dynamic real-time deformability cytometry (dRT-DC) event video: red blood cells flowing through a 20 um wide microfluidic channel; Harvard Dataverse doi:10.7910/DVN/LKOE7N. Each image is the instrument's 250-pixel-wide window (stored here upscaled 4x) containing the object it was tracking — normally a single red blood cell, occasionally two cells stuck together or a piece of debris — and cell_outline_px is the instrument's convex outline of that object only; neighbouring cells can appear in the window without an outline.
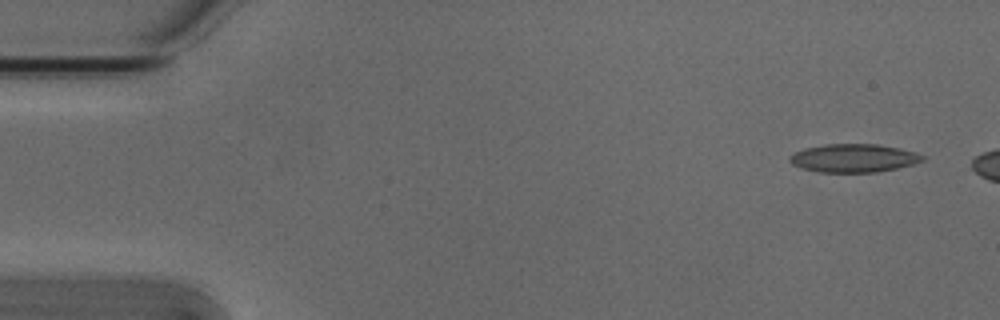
{"species": "Egyptian fruit bat (a non-hibernating species)", "species_latin": "Rousettus aegyptiacus", "temperature_condition": "cold", "stored_images_in_passage": 5, "camera_frame_rate_fps": 3000, "um_per_image_px": 0.085, "animal": {"sex": "male"}, "frame": {"image": 1, "passage_image": 1, "time_ms": 0.0, "image_size_px": [1000, 320], "cell_outline_px": [[928, 156], [924, 160], [912, 164], [896, 168], [876, 172], [820, 172], [804, 168], [792, 164], [788, 160], [788, 156], [804, 148], [824, 144], [876, 144], [900, 148], [916, 152]], "centroid_in_image_um": [72.58, 13.43], "position_along_channel_um": 12.4, "area_um2": 21.91}}
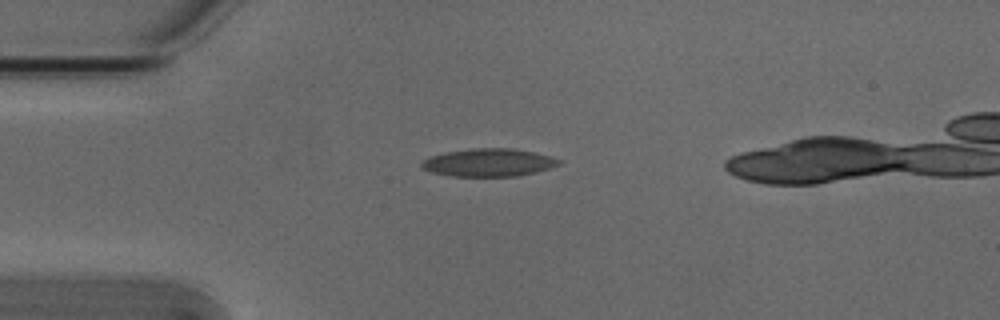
{"frame": {"image": 2, "passage_image": 3, "time_ms": 0.667, "image_size_px": [1000, 320], "cell_outline_px": [[560, 164], [536, 172], [516, 176], [448, 176], [432, 172], [420, 168], [420, 164], [428, 156], [444, 152], [472, 148], [512, 148], [536, 152], [552, 156], [560, 160]], "centroid_in_image_um": [41.5, 13.81], "position_along_channel_um": 43.5, "area_um2": 22.48}}